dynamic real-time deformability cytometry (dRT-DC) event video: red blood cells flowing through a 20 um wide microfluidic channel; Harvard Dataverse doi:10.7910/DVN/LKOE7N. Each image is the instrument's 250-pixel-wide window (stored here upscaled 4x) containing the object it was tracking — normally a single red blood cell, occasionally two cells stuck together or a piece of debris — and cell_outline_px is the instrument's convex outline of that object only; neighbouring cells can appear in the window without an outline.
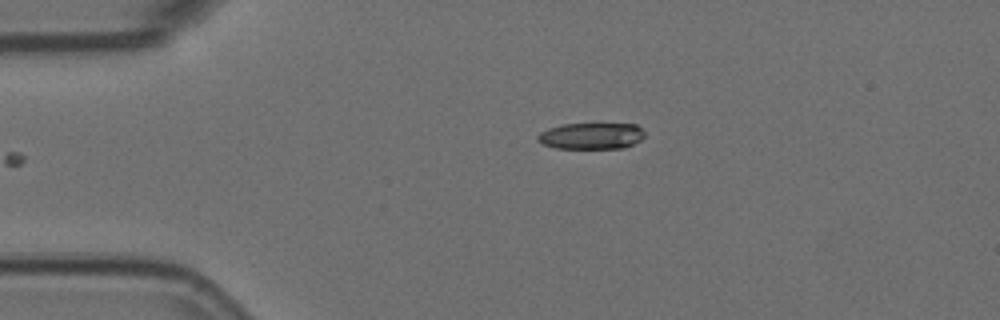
{"species": "Egyptian fruit bat (a non-hibernating species)", "species_latin": "Rousettus aegyptiacus", "temperature_condition": "room temperature", "stored_images_in_passage": 3, "camera_frame_rate_fps": 3000, "um_per_image_px": 0.085, "animal": {"sex": "female"}, "frame": {"image": 1, "passage_image": 3, "time_ms": 0.667, "image_size_px": [1000, 320], "cell_outline_px": [[644, 136], [640, 140], [624, 148], [556, 148], [544, 144], [536, 140], [536, 136], [540, 132], [548, 128], [560, 124], [636, 124], [644, 132]], "centroid_in_image_um": [50.23, 11.55], "position_along_channel_um": 34.8, "area_um2": 16.42}}